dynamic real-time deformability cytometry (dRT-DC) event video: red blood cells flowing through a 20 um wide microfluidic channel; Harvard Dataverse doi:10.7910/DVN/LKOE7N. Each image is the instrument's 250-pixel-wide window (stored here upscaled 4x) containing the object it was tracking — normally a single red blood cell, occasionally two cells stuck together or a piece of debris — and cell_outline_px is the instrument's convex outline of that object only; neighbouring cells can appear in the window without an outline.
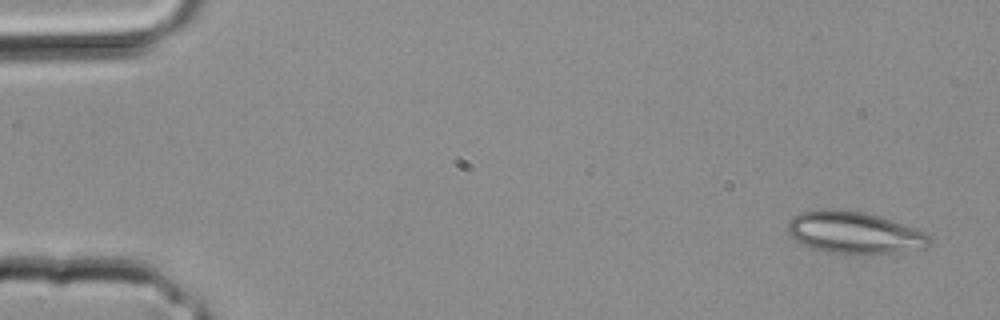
{"species": "common noctule bat (a hibernating species)", "species_latin": "Nyctalus noctula", "temperature_condition": "room temperature", "stored_images_in_passage": 34, "camera_frame_rate_fps": 3000, "um_per_image_px": 0.085, "animal": {"sex": "male", "body_mass_g": 20.4}, "frame": {"image": 1, "passage_image": 1, "time_ms": 0.0, "image_size_px": [1000, 320], "cell_outline_px": [[932, 240], [924, 248], [900, 252], [868, 256], [848, 256], [828, 252], [804, 244], [796, 240], [788, 232], [788, 220], [792, 216], [800, 212], [864, 212], [880, 216], [924, 232]], "centroid_in_image_um": [72.67, 19.85], "position_along_channel_um": 12.3, "area_um2": 34.22}}
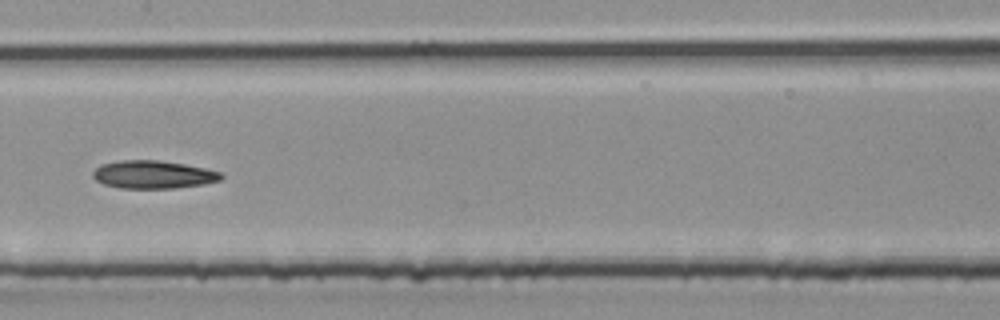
{"frame": {"image": 2, "passage_image": 17, "time_ms": 5.333, "image_size_px": [1000, 320], "cell_outline_px": [[224, 176], [220, 180], [204, 184], [176, 188], [120, 188], [104, 184], [96, 180], [92, 176], [92, 172], [100, 164], [120, 160], [156, 160], [184, 164], [204, 168], [220, 172]], "centroid_in_image_um": [13.0, 14.84], "position_along_channel_um": 194.4, "area_um2": 20.87}}
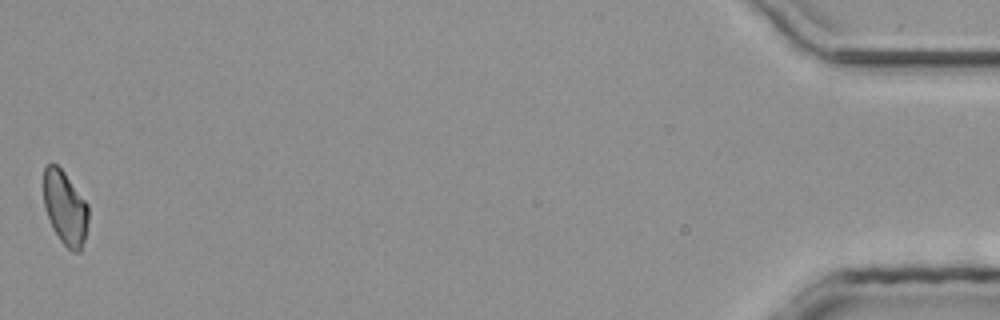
{"frame": {"image": 3, "passage_image": 34, "time_ms": 11.0, "image_size_px": [1000, 320], "cell_outline_px": [[88, 220], [84, 240], [80, 252], [72, 252], [60, 240], [52, 228], [44, 208], [44, 168], [48, 164], [56, 164], [64, 172], [88, 204]], "centroid_in_image_um": [5.53, 17.69], "position_along_channel_um": 429.7, "area_um2": 19.19}}